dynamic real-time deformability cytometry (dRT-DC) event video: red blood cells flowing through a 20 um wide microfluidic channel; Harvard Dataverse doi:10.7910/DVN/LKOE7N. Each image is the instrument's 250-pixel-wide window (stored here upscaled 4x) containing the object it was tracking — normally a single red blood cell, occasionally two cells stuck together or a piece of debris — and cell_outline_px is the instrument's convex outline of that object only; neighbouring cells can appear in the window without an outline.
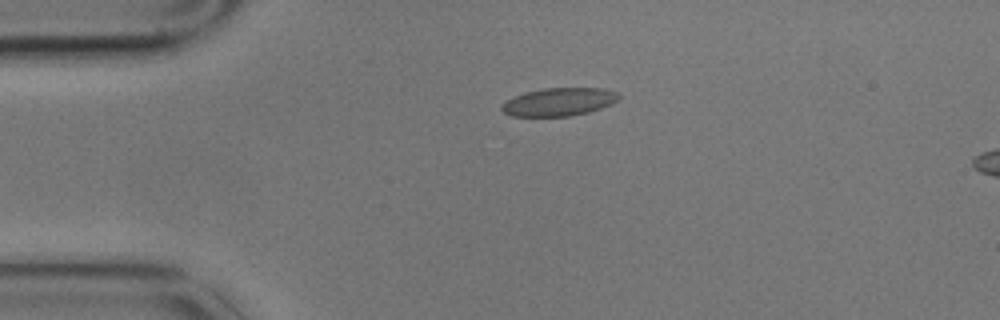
{"species": "common noctule bat (a hibernating species)", "species_latin": "Nyctalus noctula", "temperature_condition": "cold", "stored_images_in_passage": 5, "segment_of_instrument_passage": [1, 2], "camera_frame_rate_fps": 3000, "um_per_image_px": 0.085, "animal": {"sex": "male", "body_mass_g": 17.9}, "frame": {"image": 1, "passage_image": 3, "time_ms": 0.667, "image_size_px": [1000, 320], "cell_outline_px": [[620, 96], [612, 104], [588, 112], [572, 116], [512, 116], [504, 112], [500, 108], [508, 100], [524, 92], [544, 88], [604, 88], [616, 92]], "centroid_in_image_um": [47.53, 8.66], "position_along_channel_um": 37.5, "area_um2": 18.96}}